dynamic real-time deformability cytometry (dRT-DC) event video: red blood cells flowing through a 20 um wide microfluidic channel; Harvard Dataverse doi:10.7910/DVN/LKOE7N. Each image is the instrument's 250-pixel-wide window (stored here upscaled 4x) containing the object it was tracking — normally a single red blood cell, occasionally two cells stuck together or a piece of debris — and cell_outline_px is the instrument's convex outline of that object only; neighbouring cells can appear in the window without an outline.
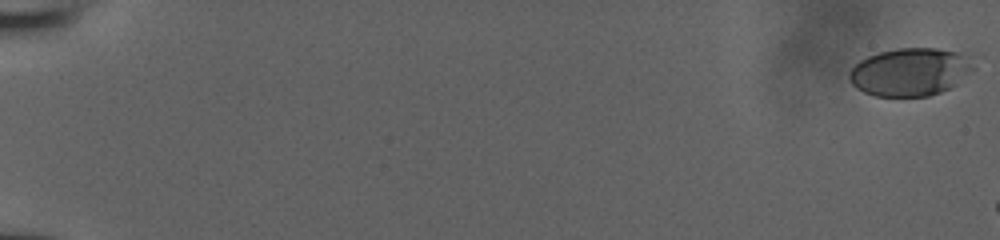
{"species": "human", "species_latin": "Homo sapiens", "temperature_condition": "room temperature", "stored_images_in_passage": 9, "camera_frame_rate_fps": 3000, "um_per_image_px": 0.085, "donor": {"sex": "male"}, "frame": {"image": 1, "passage_image": 1, "time_ms": 0.0, "image_size_px": [1000, 240], "cell_outline_px": [[976, 68], [956, 84], [940, 92], [928, 96], [876, 96], [864, 92], [856, 88], [852, 84], [848, 76], [848, 72], [860, 60], [868, 56], [880, 52], [896, 48], [936, 48], [956, 52]], "centroid_in_image_um": [77.3, 6.12], "position_along_channel_um": 7.7, "area_um2": 34.22}}